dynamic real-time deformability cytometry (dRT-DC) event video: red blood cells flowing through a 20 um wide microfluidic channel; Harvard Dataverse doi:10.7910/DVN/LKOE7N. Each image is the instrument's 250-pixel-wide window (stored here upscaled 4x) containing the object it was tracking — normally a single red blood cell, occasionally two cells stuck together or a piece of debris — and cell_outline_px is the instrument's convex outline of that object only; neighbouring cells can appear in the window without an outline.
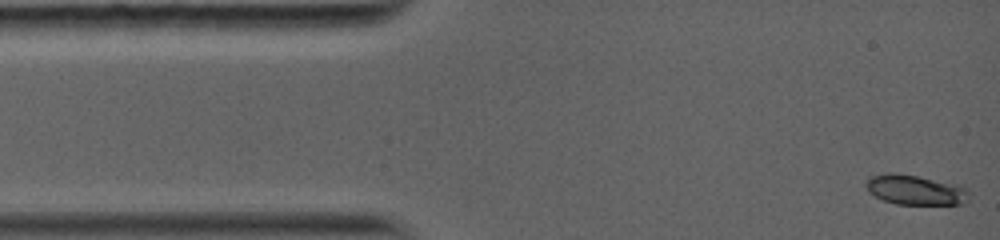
{"species": "common noctule bat (a hibernating species)", "species_latin": "Nyctalus noctula", "temperature_condition": "warm", "stored_images_in_passage": 4, "camera_frame_rate_fps": 5000, "um_per_image_px": 0.085, "animal": {"sex": "female", "body_mass_g": 19.0, "forearm_length_mm": 56.7}, "frame": {"image": 1, "passage_image": 1, "time_ms": 0.0, "image_size_px": [1000, 240], "cell_outline_px": [[968, 200], [964, 204], [896, 204], [884, 200], [868, 192], [864, 184], [868, 176], [888, 172], [892, 172], [916, 176], [960, 184], [968, 192]], "centroid_in_image_um": [77.76, 16.13], "position_along_channel_um": 7.2, "area_um2": 18.09}}